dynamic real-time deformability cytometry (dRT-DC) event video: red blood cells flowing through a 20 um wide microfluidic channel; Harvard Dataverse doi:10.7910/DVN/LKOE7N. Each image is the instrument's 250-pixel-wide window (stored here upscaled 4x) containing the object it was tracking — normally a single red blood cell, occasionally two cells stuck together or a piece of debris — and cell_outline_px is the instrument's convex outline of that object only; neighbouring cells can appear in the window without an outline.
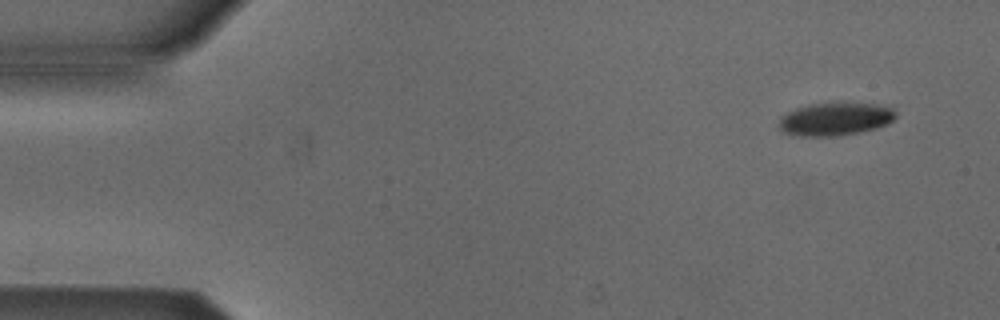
{"species": "Egyptian fruit bat (a non-hibernating species)", "species_latin": "Rousettus aegyptiacus", "temperature_condition": "cold", "stored_images_in_passage": 4, "camera_frame_rate_fps": 3000, "um_per_image_px": 0.085, "animal": {"sex": "male"}, "frame": {"image": 1, "passage_image": 1, "time_ms": 0.0, "image_size_px": [1000, 320], "cell_outline_px": [[896, 116], [892, 120], [876, 128], [836, 136], [800, 136], [784, 132], [780, 128], [780, 116], [796, 108], [808, 104], [872, 104], [892, 108], [896, 112]], "centroid_in_image_um": [70.95, 10.13], "position_along_channel_um": 14.0, "area_um2": 21.79}}
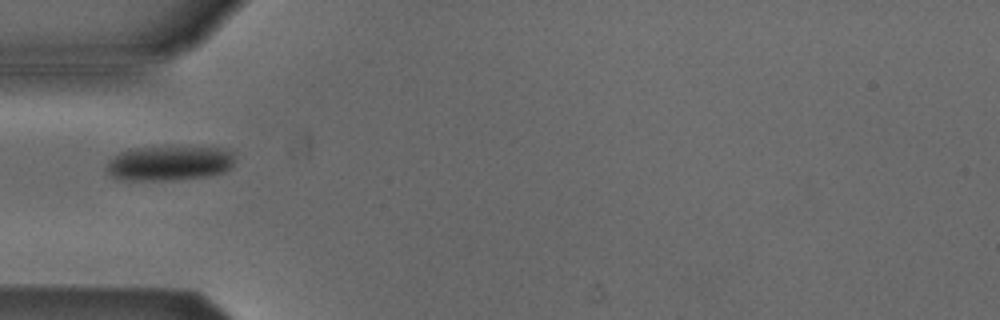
{"frame": {"image": 2, "passage_image": 4, "time_ms": 4.333, "image_size_px": [1000, 320], "cell_outline_px": [[236, 156], [232, 168], [224, 172], [208, 176], [176, 180], [120, 180], [108, 176], [104, 172], [104, 168], [108, 160], [112, 156], [128, 148], [172, 144], [224, 148], [232, 152]], "centroid_in_image_um": [14.35, 13.83], "position_along_channel_um": 70.6, "area_um2": 27.8}}